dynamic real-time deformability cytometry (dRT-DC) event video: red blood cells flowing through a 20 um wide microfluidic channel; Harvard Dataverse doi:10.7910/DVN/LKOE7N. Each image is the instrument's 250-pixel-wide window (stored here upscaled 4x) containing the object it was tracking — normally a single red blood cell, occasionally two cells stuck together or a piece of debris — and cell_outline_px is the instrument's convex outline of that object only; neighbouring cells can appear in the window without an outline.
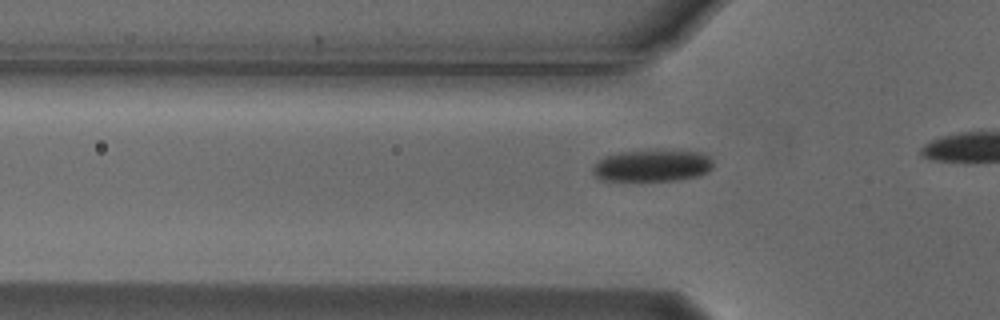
{"species": "Egyptian fruit bat (a non-hibernating species)", "species_latin": "Rousettus aegyptiacus", "temperature_condition": "cold", "stored_images_in_passage": 11, "camera_frame_rate_fps": 3000, "um_per_image_px": 0.085, "animal": {"sex": "male"}, "frame": {"image": 1, "passage_image": 5, "time_ms": 1.333, "image_size_px": [1000, 320], "cell_outline_px": [[712, 168], [708, 172], [696, 176], [672, 180], [600, 180], [592, 172], [592, 164], [596, 160], [604, 156], [620, 152], [656, 148], [660, 148], [704, 152], [712, 160]], "centroid_in_image_um": [55.42, 14.03], "position_along_channel_um": 70.4, "area_um2": 23.06}}
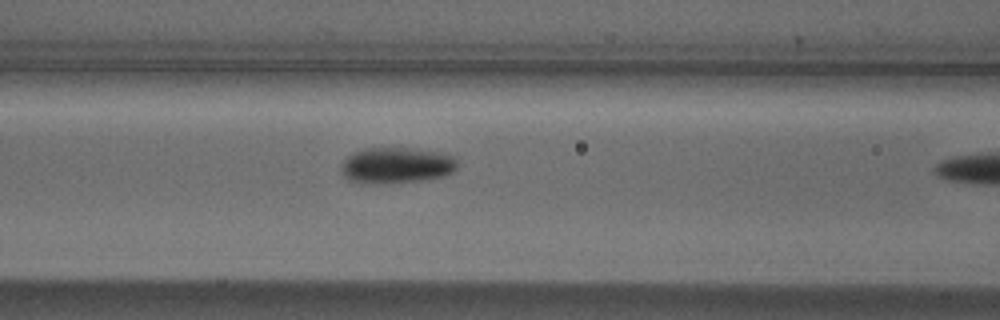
{"frame": {"image": 2, "passage_image": 10, "time_ms": 3.0, "image_size_px": [1000, 320], "cell_outline_px": [[456, 168], [452, 172], [444, 176], [420, 180], [380, 184], [348, 180], [344, 176], [340, 168], [344, 160], [352, 152], [364, 148], [408, 148], [436, 152], [452, 156], [456, 160]], "centroid_in_image_um": [33.65, 14.05], "position_along_channel_um": 132.9, "area_um2": 24.1}}